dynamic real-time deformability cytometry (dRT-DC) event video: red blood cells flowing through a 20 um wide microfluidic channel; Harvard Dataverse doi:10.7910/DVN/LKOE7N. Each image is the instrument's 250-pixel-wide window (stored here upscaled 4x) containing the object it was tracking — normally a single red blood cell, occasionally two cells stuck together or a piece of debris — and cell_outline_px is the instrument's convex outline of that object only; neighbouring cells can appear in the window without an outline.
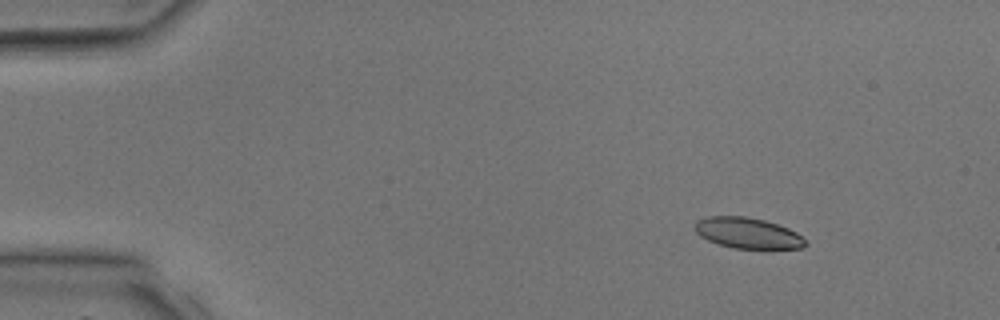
{"species": "common noctule bat (a hibernating species)", "species_latin": "Nyctalus noctula", "temperature_condition": "room temperature", "stored_images_in_passage": 3, "camera_frame_rate_fps": 3000, "um_per_image_px": 0.085, "animal": {"sex": "male", "body_mass_g": 17.9, "forearm_length_mm": 54.2}, "frame": {"image": 1, "passage_image": 1, "time_ms": 0.0, "image_size_px": [1000, 320], "cell_outline_px": [[808, 244], [800, 248], [732, 248], [708, 240], [700, 236], [696, 232], [692, 224], [696, 220], [708, 216], [744, 216], [764, 220], [788, 228], [796, 232]], "centroid_in_image_um": [63.49, 19.79], "position_along_channel_um": 21.5, "area_um2": 19.71}}
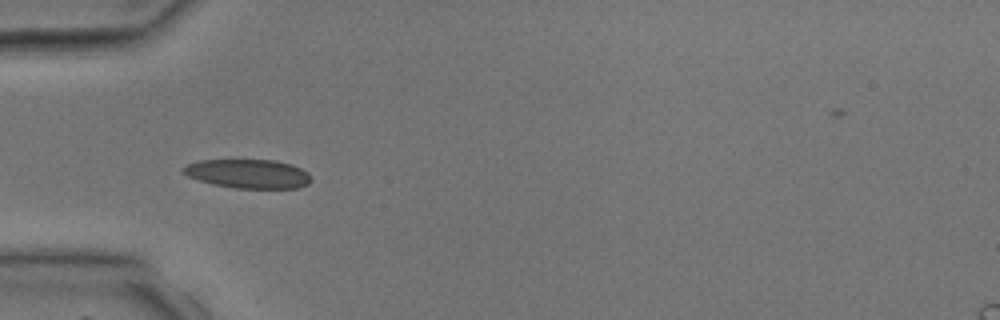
{"frame": {"image": 2, "passage_image": 3, "time_ms": 2.667, "image_size_px": [1000, 320], "cell_outline_px": [[312, 180], [308, 184], [300, 188], [236, 188], [212, 184], [188, 176], [180, 172], [180, 168], [188, 164], [200, 160], [276, 160], [292, 164], [308, 172], [312, 176]], "centroid_in_image_um": [21.11, 14.77], "position_along_channel_um": 63.9, "area_um2": 21.79}}